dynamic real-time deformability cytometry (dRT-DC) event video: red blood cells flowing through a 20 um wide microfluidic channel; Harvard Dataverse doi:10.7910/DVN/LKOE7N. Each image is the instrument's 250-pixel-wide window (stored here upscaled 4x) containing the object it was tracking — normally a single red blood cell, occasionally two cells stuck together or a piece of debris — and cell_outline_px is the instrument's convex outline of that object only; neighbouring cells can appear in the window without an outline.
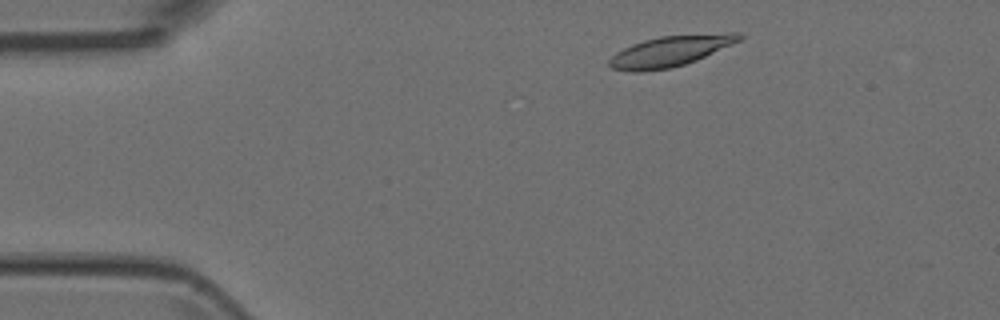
{"species": "Egyptian fruit bat (a non-hibernating species)", "species_latin": "Rousettus aegyptiacus", "temperature_condition": "room temperature", "stored_images_in_passage": 3, "camera_frame_rate_fps": 3000, "um_per_image_px": 0.085, "animal": {"sex": "female"}, "frame": {"image": 1, "passage_image": 2, "time_ms": 0.333, "image_size_px": [1000, 320], "cell_outline_px": [[744, 36], [740, 40], [732, 44], [696, 60], [684, 64], [668, 68], [640, 72], [632, 72], [612, 68], [608, 64], [608, 60], [616, 52], [632, 44], [644, 40], [660, 36], [728, 32], [740, 32]], "centroid_in_image_um": [56.98, 4.33], "position_along_channel_um": 28.0, "area_um2": 23.12}}